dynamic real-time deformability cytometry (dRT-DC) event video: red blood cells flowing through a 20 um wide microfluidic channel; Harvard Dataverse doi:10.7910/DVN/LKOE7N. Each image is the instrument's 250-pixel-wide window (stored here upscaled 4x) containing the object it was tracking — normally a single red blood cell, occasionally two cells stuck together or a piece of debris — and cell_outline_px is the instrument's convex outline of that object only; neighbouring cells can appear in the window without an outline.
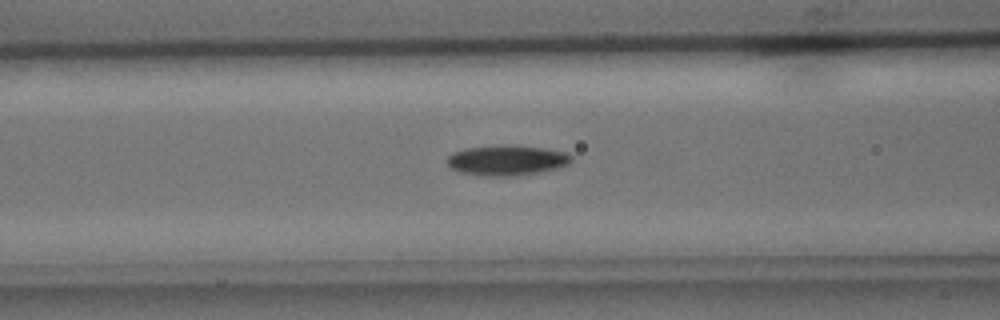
{"species": "common noctule bat (a hibernating species)", "species_latin": "Nyctalus noctula", "temperature_condition": "cold", "stored_images_in_passage": 35, "camera_frame_rate_fps": 3000, "um_per_image_px": 0.085, "animal": {"sex": "male", "body_mass_g": 15.6}, "frame": {"image": 1, "passage_image": 12, "time_ms": 3.667, "image_size_px": [1000, 320], "cell_outline_px": [[572, 160], [568, 164], [556, 168], [540, 172], [516, 176], [492, 176], [460, 172], [452, 168], [448, 164], [448, 156], [452, 152], [468, 148], [540, 148], [564, 152], [572, 156]], "centroid_in_image_um": [43.09, 13.68], "position_along_channel_um": 123.5, "area_um2": 20.58}}
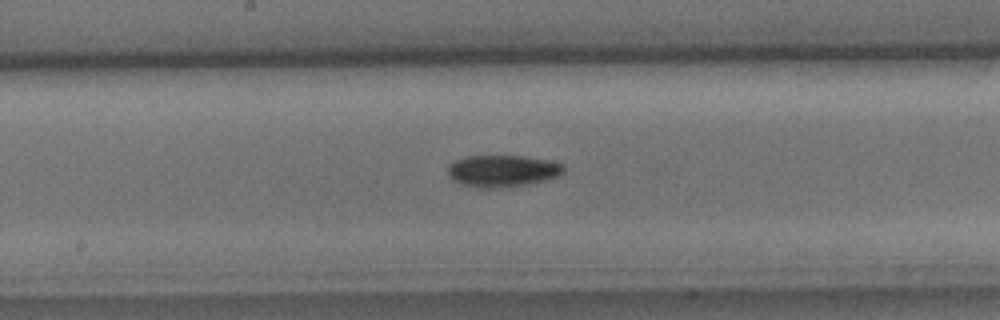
{"frame": {"image": 2, "passage_image": 18, "time_ms": 5.667, "image_size_px": [1000, 320], "cell_outline_px": [[564, 172], [556, 176], [532, 184], [508, 188], [480, 188], [464, 184], [452, 180], [448, 176], [448, 164], [452, 160], [464, 156], [524, 156], [564, 164]], "centroid_in_image_um": [42.66, 14.54], "position_along_channel_um": 205.5, "area_um2": 21.73}}
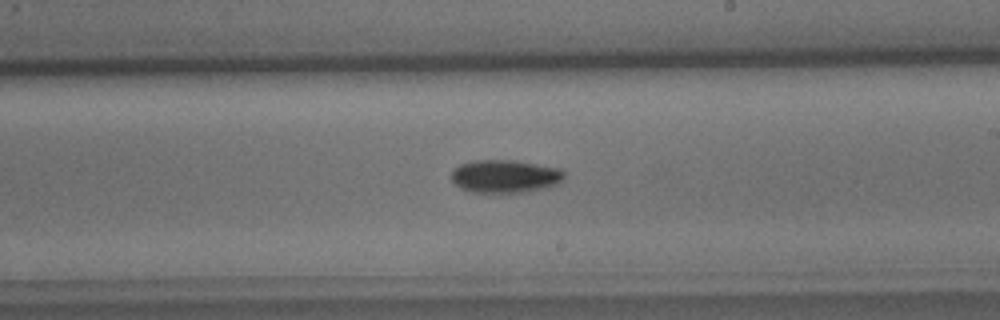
{"frame": {"image": 3, "passage_image": 21, "time_ms": 6.667, "image_size_px": [1000, 320], "cell_outline_px": [[564, 180], [560, 184], [548, 188], [528, 192], [468, 192], [460, 188], [452, 180], [452, 168], [460, 164], [472, 160], [516, 160], [560, 168], [564, 172]], "centroid_in_image_um": [42.96, 14.98], "position_along_channel_um": 246.0, "area_um2": 22.14}}